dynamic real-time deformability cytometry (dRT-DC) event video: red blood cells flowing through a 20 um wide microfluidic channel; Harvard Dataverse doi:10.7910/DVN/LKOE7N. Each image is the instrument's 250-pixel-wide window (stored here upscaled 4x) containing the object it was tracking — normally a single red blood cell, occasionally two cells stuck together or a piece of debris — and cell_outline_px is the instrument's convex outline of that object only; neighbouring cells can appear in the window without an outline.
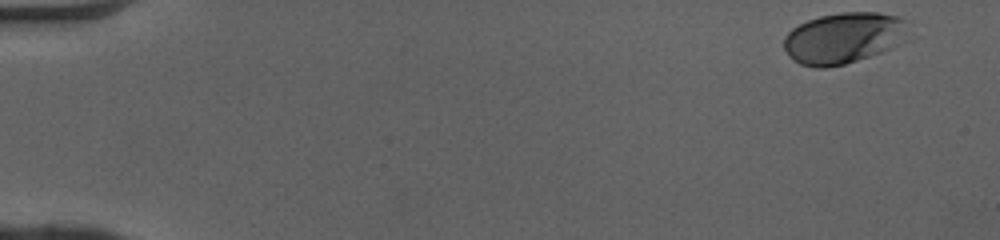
{"species": "human", "species_latin": "Homo sapiens", "temperature_condition": "cold", "stored_images_in_passage": 43, "camera_frame_rate_fps": 3000, "um_per_image_px": 0.085, "donor": {"sex": "female"}, "frame": {"image": 1, "passage_image": 1, "time_ms": 0.0, "image_size_px": [1000, 240], "cell_outline_px": [[912, 20], [896, 44], [892, 48], [844, 64], [824, 68], [816, 68], [800, 64], [784, 48], [784, 36], [792, 28], [808, 20], [820, 16], [840, 12], [880, 12], [900, 16]], "centroid_in_image_um": [71.71, 3.2], "position_along_channel_um": 13.3, "area_um2": 36.76}}
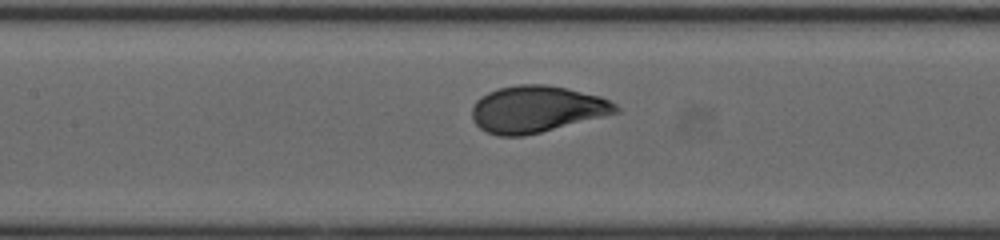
{"frame": {"image": 2, "passage_image": 23, "time_ms": 7.333, "image_size_px": [1000, 240], "cell_outline_px": [[620, 112], [524, 136], [496, 136], [480, 128], [472, 120], [472, 108], [476, 100], [480, 96], [496, 88], [520, 84], [548, 84], [600, 96], [616, 104], [620, 108]], "centroid_in_image_um": [45.59, 9.27], "position_along_channel_um": 161.8, "area_um2": 39.13}}
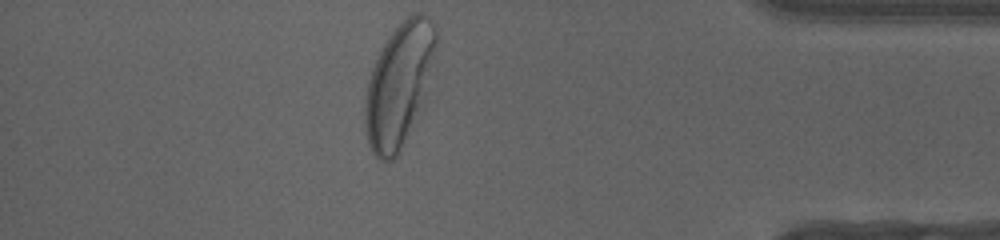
{"frame": {"image": 3, "passage_image": 43, "time_ms": 14.0, "image_size_px": [1000, 240], "cell_outline_px": [[436, 52], [420, 108], [404, 144], [396, 156], [392, 160], [380, 160], [372, 152], [368, 144], [364, 124], [364, 100], [368, 80], [372, 68], [388, 36], [412, 12], [420, 12], [428, 16], [432, 20], [436, 28]], "centroid_in_image_um": [33.9, 7.2], "position_along_channel_um": 401.3, "area_um2": 50.46}, "authors_computed_cell_mechanics": {"area_um2": 38.2058, "velocity_mm_per_s": 4.056, "shape_relaxation_time_tau1_ms": 2.5951, "shape_relaxation_time_tau2_ms": null, "deformation_change_tau1": 0.1728, "deformation_change_tau2": null}}